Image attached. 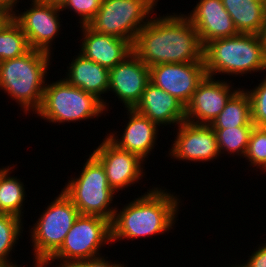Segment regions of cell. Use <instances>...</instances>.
I'll list each match as a JSON object with an SVG mask.
<instances>
[{
  "instance_id": "obj_35",
  "label": "cell",
  "mask_w": 266,
  "mask_h": 267,
  "mask_svg": "<svg viewBox=\"0 0 266 267\" xmlns=\"http://www.w3.org/2000/svg\"><path fill=\"white\" fill-rule=\"evenodd\" d=\"M42 1L54 6L62 7L67 0H42Z\"/></svg>"
},
{
  "instance_id": "obj_31",
  "label": "cell",
  "mask_w": 266,
  "mask_h": 267,
  "mask_svg": "<svg viewBox=\"0 0 266 267\" xmlns=\"http://www.w3.org/2000/svg\"><path fill=\"white\" fill-rule=\"evenodd\" d=\"M258 244L244 262L247 267H266V242ZM256 250V251H255Z\"/></svg>"
},
{
  "instance_id": "obj_1",
  "label": "cell",
  "mask_w": 266,
  "mask_h": 267,
  "mask_svg": "<svg viewBox=\"0 0 266 267\" xmlns=\"http://www.w3.org/2000/svg\"><path fill=\"white\" fill-rule=\"evenodd\" d=\"M151 16L133 43V53L148 66L199 62L203 46L185 12Z\"/></svg>"
},
{
  "instance_id": "obj_38",
  "label": "cell",
  "mask_w": 266,
  "mask_h": 267,
  "mask_svg": "<svg viewBox=\"0 0 266 267\" xmlns=\"http://www.w3.org/2000/svg\"><path fill=\"white\" fill-rule=\"evenodd\" d=\"M226 267H227V266H226ZM228 267H247V266H246L245 263H242V264L240 263V264H239V263L236 262V264H232L231 266H228Z\"/></svg>"
},
{
  "instance_id": "obj_5",
  "label": "cell",
  "mask_w": 266,
  "mask_h": 267,
  "mask_svg": "<svg viewBox=\"0 0 266 267\" xmlns=\"http://www.w3.org/2000/svg\"><path fill=\"white\" fill-rule=\"evenodd\" d=\"M103 113L105 116L103 103L98 98L68 84L62 77L46 82L41 107L35 114L49 124L60 125L98 119Z\"/></svg>"
},
{
  "instance_id": "obj_19",
  "label": "cell",
  "mask_w": 266,
  "mask_h": 267,
  "mask_svg": "<svg viewBox=\"0 0 266 267\" xmlns=\"http://www.w3.org/2000/svg\"><path fill=\"white\" fill-rule=\"evenodd\" d=\"M134 109L163 128H168V125L170 128L175 125L176 128L186 118V106L151 82Z\"/></svg>"
},
{
  "instance_id": "obj_27",
  "label": "cell",
  "mask_w": 266,
  "mask_h": 267,
  "mask_svg": "<svg viewBox=\"0 0 266 267\" xmlns=\"http://www.w3.org/2000/svg\"><path fill=\"white\" fill-rule=\"evenodd\" d=\"M244 158L253 170L266 174V127L254 126Z\"/></svg>"
},
{
  "instance_id": "obj_18",
  "label": "cell",
  "mask_w": 266,
  "mask_h": 267,
  "mask_svg": "<svg viewBox=\"0 0 266 267\" xmlns=\"http://www.w3.org/2000/svg\"><path fill=\"white\" fill-rule=\"evenodd\" d=\"M197 2L195 7L185 15L195 26L202 46L215 39L239 34L222 0H198Z\"/></svg>"
},
{
  "instance_id": "obj_14",
  "label": "cell",
  "mask_w": 266,
  "mask_h": 267,
  "mask_svg": "<svg viewBox=\"0 0 266 267\" xmlns=\"http://www.w3.org/2000/svg\"><path fill=\"white\" fill-rule=\"evenodd\" d=\"M150 68V82L176 97L185 106L205 78L204 60L190 63L157 64Z\"/></svg>"
},
{
  "instance_id": "obj_9",
  "label": "cell",
  "mask_w": 266,
  "mask_h": 267,
  "mask_svg": "<svg viewBox=\"0 0 266 267\" xmlns=\"http://www.w3.org/2000/svg\"><path fill=\"white\" fill-rule=\"evenodd\" d=\"M106 244H112L111 221L100 216L80 214L60 249L46 264L50 266L53 263V267H61L67 262L100 257Z\"/></svg>"
},
{
  "instance_id": "obj_25",
  "label": "cell",
  "mask_w": 266,
  "mask_h": 267,
  "mask_svg": "<svg viewBox=\"0 0 266 267\" xmlns=\"http://www.w3.org/2000/svg\"><path fill=\"white\" fill-rule=\"evenodd\" d=\"M254 127H232L227 129H213L216 134L218 149L222 154L235 155L244 159L251 132Z\"/></svg>"
},
{
  "instance_id": "obj_15",
  "label": "cell",
  "mask_w": 266,
  "mask_h": 267,
  "mask_svg": "<svg viewBox=\"0 0 266 267\" xmlns=\"http://www.w3.org/2000/svg\"><path fill=\"white\" fill-rule=\"evenodd\" d=\"M108 93L112 92L124 109H134L150 82V68L134 53L109 69Z\"/></svg>"
},
{
  "instance_id": "obj_37",
  "label": "cell",
  "mask_w": 266,
  "mask_h": 267,
  "mask_svg": "<svg viewBox=\"0 0 266 267\" xmlns=\"http://www.w3.org/2000/svg\"><path fill=\"white\" fill-rule=\"evenodd\" d=\"M14 264L0 261V267H12Z\"/></svg>"
},
{
  "instance_id": "obj_26",
  "label": "cell",
  "mask_w": 266,
  "mask_h": 267,
  "mask_svg": "<svg viewBox=\"0 0 266 267\" xmlns=\"http://www.w3.org/2000/svg\"><path fill=\"white\" fill-rule=\"evenodd\" d=\"M30 50L26 35L14 20L0 32V62L23 56Z\"/></svg>"
},
{
  "instance_id": "obj_13",
  "label": "cell",
  "mask_w": 266,
  "mask_h": 267,
  "mask_svg": "<svg viewBox=\"0 0 266 267\" xmlns=\"http://www.w3.org/2000/svg\"><path fill=\"white\" fill-rule=\"evenodd\" d=\"M225 79L205 76L186 105L185 121L210 125L216 119L228 100L241 88L233 86L231 80Z\"/></svg>"
},
{
  "instance_id": "obj_3",
  "label": "cell",
  "mask_w": 266,
  "mask_h": 267,
  "mask_svg": "<svg viewBox=\"0 0 266 267\" xmlns=\"http://www.w3.org/2000/svg\"><path fill=\"white\" fill-rule=\"evenodd\" d=\"M52 56L31 49L23 56L0 62V89L20 106L24 115H33L41 107Z\"/></svg>"
},
{
  "instance_id": "obj_17",
  "label": "cell",
  "mask_w": 266,
  "mask_h": 267,
  "mask_svg": "<svg viewBox=\"0 0 266 267\" xmlns=\"http://www.w3.org/2000/svg\"><path fill=\"white\" fill-rule=\"evenodd\" d=\"M80 51L90 59L107 69L115 67L133 53V44L113 35L98 33L88 25H81Z\"/></svg>"
},
{
  "instance_id": "obj_39",
  "label": "cell",
  "mask_w": 266,
  "mask_h": 267,
  "mask_svg": "<svg viewBox=\"0 0 266 267\" xmlns=\"http://www.w3.org/2000/svg\"><path fill=\"white\" fill-rule=\"evenodd\" d=\"M256 1H260L261 3L266 4V0H256Z\"/></svg>"
},
{
  "instance_id": "obj_23",
  "label": "cell",
  "mask_w": 266,
  "mask_h": 267,
  "mask_svg": "<svg viewBox=\"0 0 266 267\" xmlns=\"http://www.w3.org/2000/svg\"><path fill=\"white\" fill-rule=\"evenodd\" d=\"M242 87L228 100L224 109L210 124L212 129L255 126L251 120L250 97L244 86Z\"/></svg>"
},
{
  "instance_id": "obj_24",
  "label": "cell",
  "mask_w": 266,
  "mask_h": 267,
  "mask_svg": "<svg viewBox=\"0 0 266 267\" xmlns=\"http://www.w3.org/2000/svg\"><path fill=\"white\" fill-rule=\"evenodd\" d=\"M23 223V220L17 216L0 214V261L17 264L15 260H12V251L14 252L16 244L23 237Z\"/></svg>"
},
{
  "instance_id": "obj_6",
  "label": "cell",
  "mask_w": 266,
  "mask_h": 267,
  "mask_svg": "<svg viewBox=\"0 0 266 267\" xmlns=\"http://www.w3.org/2000/svg\"><path fill=\"white\" fill-rule=\"evenodd\" d=\"M66 183L61 190L80 214L112 221L117 206L111 204L117 193L110 187L103 165L92 154L86 158L79 175L70 177Z\"/></svg>"
},
{
  "instance_id": "obj_4",
  "label": "cell",
  "mask_w": 266,
  "mask_h": 267,
  "mask_svg": "<svg viewBox=\"0 0 266 267\" xmlns=\"http://www.w3.org/2000/svg\"><path fill=\"white\" fill-rule=\"evenodd\" d=\"M203 60L206 75L214 78L266 71V51L258 34L239 33L212 40L203 46Z\"/></svg>"
},
{
  "instance_id": "obj_10",
  "label": "cell",
  "mask_w": 266,
  "mask_h": 267,
  "mask_svg": "<svg viewBox=\"0 0 266 267\" xmlns=\"http://www.w3.org/2000/svg\"><path fill=\"white\" fill-rule=\"evenodd\" d=\"M30 2V7L24 8L26 11L19 12L20 9L16 8L14 21L26 35L31 49L53 55L52 46L61 32L60 15L63 13L60 14V12L63 11L61 7L45 3L42 0H30Z\"/></svg>"
},
{
  "instance_id": "obj_7",
  "label": "cell",
  "mask_w": 266,
  "mask_h": 267,
  "mask_svg": "<svg viewBox=\"0 0 266 267\" xmlns=\"http://www.w3.org/2000/svg\"><path fill=\"white\" fill-rule=\"evenodd\" d=\"M79 215L78 209L61 190L28 230L33 260L47 262L60 249Z\"/></svg>"
},
{
  "instance_id": "obj_16",
  "label": "cell",
  "mask_w": 266,
  "mask_h": 267,
  "mask_svg": "<svg viewBox=\"0 0 266 267\" xmlns=\"http://www.w3.org/2000/svg\"><path fill=\"white\" fill-rule=\"evenodd\" d=\"M125 110L128 122L124 125L122 135L117 134L119 131H110L107 136L120 149L139 155L146 161L154 151V147L158 145L160 126L135 109Z\"/></svg>"
},
{
  "instance_id": "obj_29",
  "label": "cell",
  "mask_w": 266,
  "mask_h": 267,
  "mask_svg": "<svg viewBox=\"0 0 266 267\" xmlns=\"http://www.w3.org/2000/svg\"><path fill=\"white\" fill-rule=\"evenodd\" d=\"M101 0H67L61 7L62 11L66 12V9L73 11L77 14L78 23L81 25H87L97 14L100 9Z\"/></svg>"
},
{
  "instance_id": "obj_33",
  "label": "cell",
  "mask_w": 266,
  "mask_h": 267,
  "mask_svg": "<svg viewBox=\"0 0 266 267\" xmlns=\"http://www.w3.org/2000/svg\"><path fill=\"white\" fill-rule=\"evenodd\" d=\"M20 0H0V8L12 11L15 13L16 7Z\"/></svg>"
},
{
  "instance_id": "obj_21",
  "label": "cell",
  "mask_w": 266,
  "mask_h": 267,
  "mask_svg": "<svg viewBox=\"0 0 266 267\" xmlns=\"http://www.w3.org/2000/svg\"><path fill=\"white\" fill-rule=\"evenodd\" d=\"M238 33L260 34L266 19V4L256 0H222Z\"/></svg>"
},
{
  "instance_id": "obj_30",
  "label": "cell",
  "mask_w": 266,
  "mask_h": 267,
  "mask_svg": "<svg viewBox=\"0 0 266 267\" xmlns=\"http://www.w3.org/2000/svg\"><path fill=\"white\" fill-rule=\"evenodd\" d=\"M108 257L100 256L93 259L87 260H79V261H71L63 264L61 267H127L124 262L121 264L116 261L112 263V261ZM118 262V263H117Z\"/></svg>"
},
{
  "instance_id": "obj_32",
  "label": "cell",
  "mask_w": 266,
  "mask_h": 267,
  "mask_svg": "<svg viewBox=\"0 0 266 267\" xmlns=\"http://www.w3.org/2000/svg\"><path fill=\"white\" fill-rule=\"evenodd\" d=\"M14 20L12 11L0 8V32L3 31Z\"/></svg>"
},
{
  "instance_id": "obj_28",
  "label": "cell",
  "mask_w": 266,
  "mask_h": 267,
  "mask_svg": "<svg viewBox=\"0 0 266 267\" xmlns=\"http://www.w3.org/2000/svg\"><path fill=\"white\" fill-rule=\"evenodd\" d=\"M258 86L245 89L251 102V120L257 127H266V74Z\"/></svg>"
},
{
  "instance_id": "obj_11",
  "label": "cell",
  "mask_w": 266,
  "mask_h": 267,
  "mask_svg": "<svg viewBox=\"0 0 266 267\" xmlns=\"http://www.w3.org/2000/svg\"><path fill=\"white\" fill-rule=\"evenodd\" d=\"M90 152L105 170L110 187L118 193L138 183L145 176V163L139 155L120 149L108 136ZM144 175V176H143Z\"/></svg>"
},
{
  "instance_id": "obj_22",
  "label": "cell",
  "mask_w": 266,
  "mask_h": 267,
  "mask_svg": "<svg viewBox=\"0 0 266 267\" xmlns=\"http://www.w3.org/2000/svg\"><path fill=\"white\" fill-rule=\"evenodd\" d=\"M13 168L15 169L14 164L0 168V210L23 219L26 188L18 176H11Z\"/></svg>"
},
{
  "instance_id": "obj_34",
  "label": "cell",
  "mask_w": 266,
  "mask_h": 267,
  "mask_svg": "<svg viewBox=\"0 0 266 267\" xmlns=\"http://www.w3.org/2000/svg\"><path fill=\"white\" fill-rule=\"evenodd\" d=\"M259 36H260L261 41L263 43L264 49L266 51V19H265V22L262 26V29H261Z\"/></svg>"
},
{
  "instance_id": "obj_12",
  "label": "cell",
  "mask_w": 266,
  "mask_h": 267,
  "mask_svg": "<svg viewBox=\"0 0 266 267\" xmlns=\"http://www.w3.org/2000/svg\"><path fill=\"white\" fill-rule=\"evenodd\" d=\"M176 130L173 144L167 153L168 157L190 164L210 163L221 157L215 131L210 125L184 121Z\"/></svg>"
},
{
  "instance_id": "obj_20",
  "label": "cell",
  "mask_w": 266,
  "mask_h": 267,
  "mask_svg": "<svg viewBox=\"0 0 266 267\" xmlns=\"http://www.w3.org/2000/svg\"><path fill=\"white\" fill-rule=\"evenodd\" d=\"M76 54L75 57L73 56L71 63L69 62L68 70L65 72V76L63 75L65 77L63 79L68 84L93 94L103 103L105 112L109 113L110 101L103 97V94H108L109 69L85 58L80 53Z\"/></svg>"
},
{
  "instance_id": "obj_2",
  "label": "cell",
  "mask_w": 266,
  "mask_h": 267,
  "mask_svg": "<svg viewBox=\"0 0 266 267\" xmlns=\"http://www.w3.org/2000/svg\"><path fill=\"white\" fill-rule=\"evenodd\" d=\"M157 186L125 203L121 209L116 207L111 221L112 243L124 239L134 241L174 230L180 206L183 205L181 197Z\"/></svg>"
},
{
  "instance_id": "obj_8",
  "label": "cell",
  "mask_w": 266,
  "mask_h": 267,
  "mask_svg": "<svg viewBox=\"0 0 266 267\" xmlns=\"http://www.w3.org/2000/svg\"><path fill=\"white\" fill-rule=\"evenodd\" d=\"M159 0H101L100 9L87 24L92 30L132 44L155 13ZM154 12V13H153Z\"/></svg>"
},
{
  "instance_id": "obj_36",
  "label": "cell",
  "mask_w": 266,
  "mask_h": 267,
  "mask_svg": "<svg viewBox=\"0 0 266 267\" xmlns=\"http://www.w3.org/2000/svg\"><path fill=\"white\" fill-rule=\"evenodd\" d=\"M33 263H34L32 265L33 267H49V266H47L46 262H44V261L33 260ZM12 267H24V266L15 264ZM25 267H27V266H25Z\"/></svg>"
}]
</instances>
